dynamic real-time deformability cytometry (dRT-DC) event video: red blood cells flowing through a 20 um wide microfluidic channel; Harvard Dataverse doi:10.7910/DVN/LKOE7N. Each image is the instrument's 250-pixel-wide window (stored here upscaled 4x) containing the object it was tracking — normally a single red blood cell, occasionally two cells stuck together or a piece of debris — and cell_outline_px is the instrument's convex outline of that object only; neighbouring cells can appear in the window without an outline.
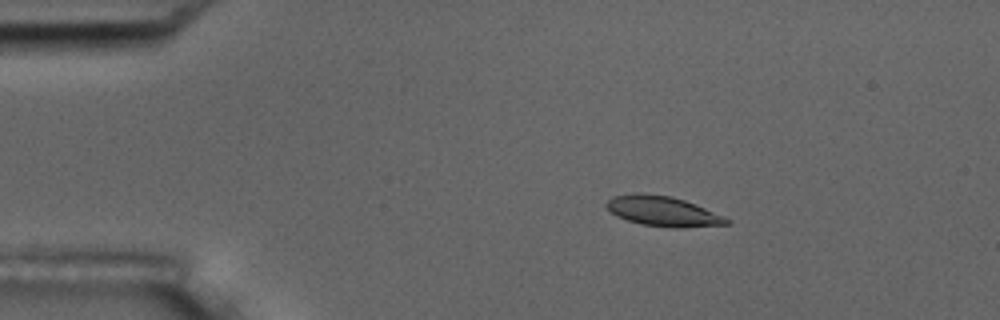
{"species": "common noctule bat (a hibernating species)", "species_latin": "Nyctalus noctula", "temperature_condition": "room temperature", "stored_images_in_passage": 3, "camera_frame_rate_fps": 3000, "um_per_image_px": 0.085, "animal": {"sex": "male", "body_mass_g": 17.5, "forearm_length_mm": 52.3}, "frame": {"image": 1, "passage_image": 1, "time_ms": 0.0, "image_size_px": [1000, 320], "cell_outline_px": [[732, 220], [728, 224], [680, 228], [672, 228], [640, 224], [616, 216], [604, 204], [612, 196], [632, 192], [644, 192], [672, 196], [696, 204], [724, 216]], "centroid_in_image_um": [56.33, 17.94], "position_along_channel_um": 28.7, "area_um2": 21.33}}